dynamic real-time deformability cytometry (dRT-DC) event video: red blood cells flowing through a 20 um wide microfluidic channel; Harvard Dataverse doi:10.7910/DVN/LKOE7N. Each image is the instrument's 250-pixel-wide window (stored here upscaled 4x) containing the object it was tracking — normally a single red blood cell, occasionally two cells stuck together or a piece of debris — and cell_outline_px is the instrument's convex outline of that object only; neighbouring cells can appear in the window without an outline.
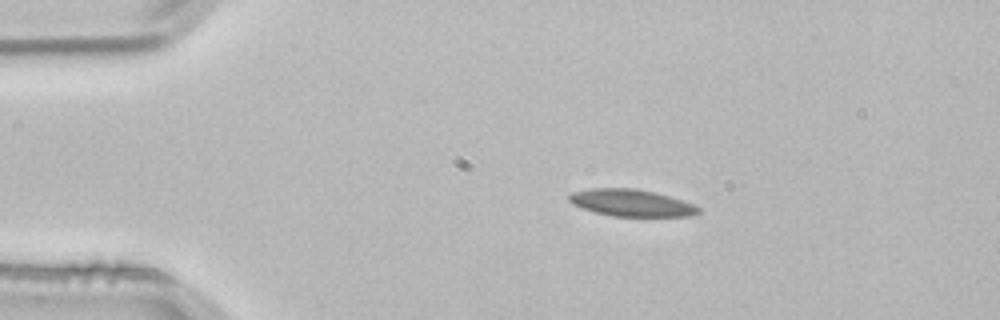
{"species": "common noctule bat (a hibernating species)", "species_latin": "Nyctalus noctula", "temperature_condition": "room temperature", "stored_images_in_passage": 2, "camera_frame_rate_fps": 3000, "um_per_image_px": 0.085, "animal": {"sex": "male", "body_mass_g": 21.5, "forearm_length_mm": 52.0}, "frame": {"image": 1, "passage_image": 1, "time_ms": 0.0, "image_size_px": [1000, 320], "cell_outline_px": [[700, 212], [692, 216], [612, 216], [596, 212], [572, 204], [568, 200], [568, 196], [572, 192], [592, 188], [636, 188], [656, 192], [696, 204], [700, 208]], "centroid_in_image_um": [53.7, 17.23], "position_along_channel_um": 31.3, "area_um2": 20.4}}